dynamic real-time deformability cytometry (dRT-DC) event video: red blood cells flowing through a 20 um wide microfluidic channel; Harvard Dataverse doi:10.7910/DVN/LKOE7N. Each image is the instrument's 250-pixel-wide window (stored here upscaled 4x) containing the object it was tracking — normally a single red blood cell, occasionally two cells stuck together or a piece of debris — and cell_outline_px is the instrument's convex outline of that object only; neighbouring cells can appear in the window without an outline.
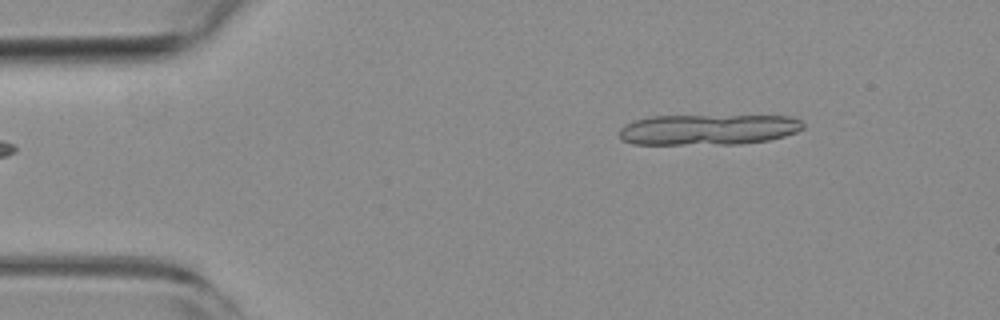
{"species": "common noctule bat (a hibernating species)", "species_latin": "Nyctalus noctula", "temperature_condition": "room temperature", "stored_images_in_passage": 10, "camera_frame_rate_fps": 3000, "um_per_image_px": 0.085, "animal": {"sex": "female", "body_mass_g": 19.3, "forearm_length_mm": 54.1}, "frame": {"image": 1, "passage_image": 1, "time_ms": 0.0, "image_size_px": [1000, 320], "cell_outline_px": [[804, 128], [796, 132], [784, 136], [768, 140], [740, 144], [632, 144], [620, 140], [620, 128], [624, 124], [636, 120], [652, 116], [788, 116], [800, 120], [804, 124]], "centroid_in_image_um": [60.18, 11.02], "position_along_channel_um": 24.8, "area_um2": 32.89}}